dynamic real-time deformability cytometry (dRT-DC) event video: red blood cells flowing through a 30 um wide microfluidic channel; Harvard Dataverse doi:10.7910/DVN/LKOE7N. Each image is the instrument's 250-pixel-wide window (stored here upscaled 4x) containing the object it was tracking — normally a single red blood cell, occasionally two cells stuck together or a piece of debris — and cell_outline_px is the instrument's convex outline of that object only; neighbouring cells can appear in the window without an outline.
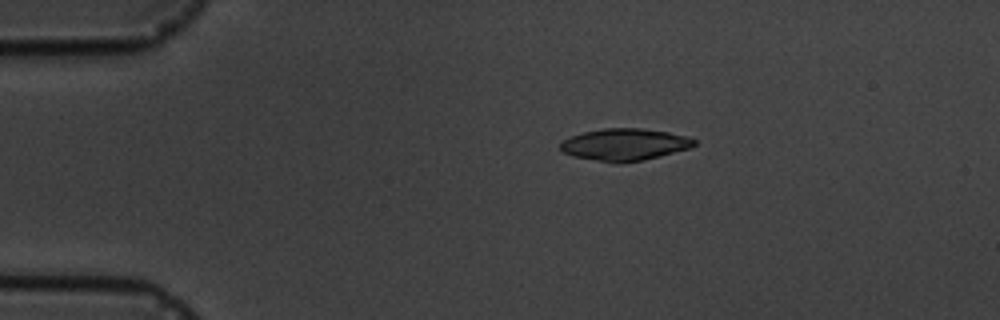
{"species": "common noctule bat (a hibernating species)", "species_latin": "Nyctalus noctula", "temperature_condition": "cold", "stored_images_in_passage": 2, "camera_frame_rate_fps": 3000, "um_per_image_px": 0.085, "animal": {"sex": "male", "body_mass_g": 19.5, "forearm_length_mm": 54.6}, "frame": {"image": 1, "passage_image": 1, "time_ms": 0.0, "image_size_px": [1000, 320], "cell_outline_px": [[696, 144], [688, 148], [640, 160], [616, 164], [572, 156], [560, 152], [560, 144], [564, 140], [572, 136], [584, 132], [604, 128], [640, 128], [668, 132], [688, 136], [696, 140]], "centroid_in_image_um": [53.04, 12.28], "position_along_channel_um": 32.0, "area_um2": 24.74}}